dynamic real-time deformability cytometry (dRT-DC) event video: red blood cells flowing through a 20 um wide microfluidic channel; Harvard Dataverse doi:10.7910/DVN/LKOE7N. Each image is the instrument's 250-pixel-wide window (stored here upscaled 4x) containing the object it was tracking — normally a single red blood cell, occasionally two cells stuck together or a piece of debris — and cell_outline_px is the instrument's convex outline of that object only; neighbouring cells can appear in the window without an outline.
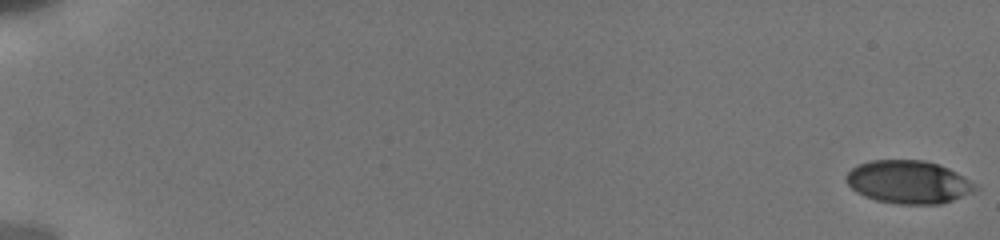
{"species": "human", "species_latin": "Homo sapiens", "temperature_condition": "cold", "stored_images_in_passage": 49, "camera_frame_rate_fps": 3000, "um_per_image_px": 0.085, "donor": {"sex": "male"}, "frame": {"image": 1, "passage_image": 1, "time_ms": 0.0, "image_size_px": [1000, 240], "cell_outline_px": [[980, 188], [972, 192], [952, 200], [940, 204], [896, 204], [876, 200], [864, 196], [856, 192], [848, 184], [844, 176], [856, 164], [872, 160], [924, 160], [948, 168], [964, 176], [976, 184]], "centroid_in_image_um": [77.2, 15.47], "position_along_channel_um": 7.8, "area_um2": 32.43}}
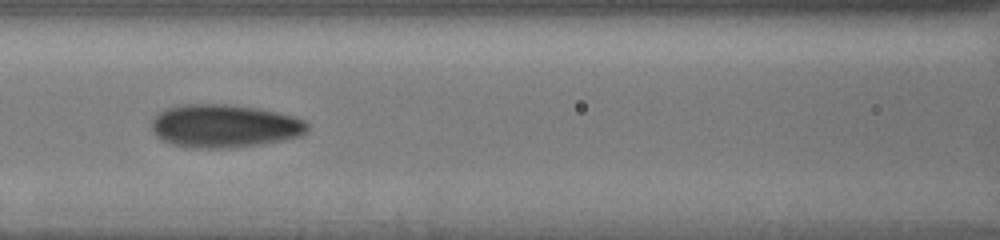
{"frame": {"image": 2, "passage_image": 29, "time_ms": 9.0, "image_size_px": [1000, 240], "cell_outline_px": [[308, 132], [300, 136], [284, 140], [260, 144], [224, 148], [196, 148], [172, 144], [156, 136], [152, 132], [152, 120], [164, 108], [180, 104], [228, 104], [260, 108], [292, 116], [304, 120], [308, 124]], "centroid_in_image_um": [19.07, 10.7], "position_along_channel_um": 147.5, "area_um2": 39.25}}
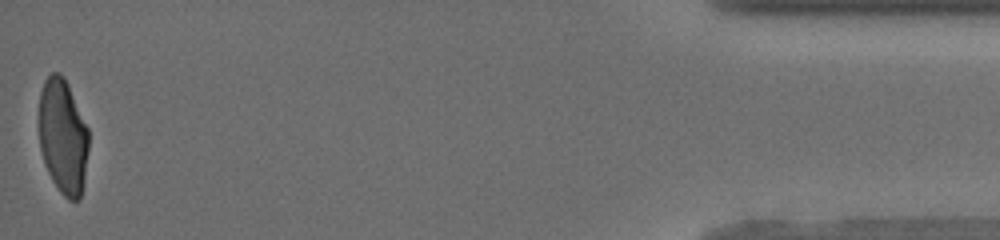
{"frame": {"image": 3, "passage_image": 49, "time_ms": 18.333, "image_size_px": [1000, 240], "cell_outline_px": [[88, 152], [84, 180], [80, 196], [76, 200], [68, 200], [60, 192], [52, 180], [44, 164], [40, 148], [40, 92], [44, 80], [52, 72], [60, 72], [64, 76], [68, 84], [88, 128]], "centroid_in_image_um": [5.35, 11.59], "position_along_channel_um": 429.8, "area_um2": 33.23}, "authors_computed_cell_mechanics": {"area_um2": 34.68, "velocity_mm_per_s": 3.8562, "shape_relaxation_time_tau1_ms": 3.285, "shape_relaxation_time_tau2_ms": 1.2307, "deformation_change_tau1": 0.1531, "deformation_change_tau2": 0.0759}}